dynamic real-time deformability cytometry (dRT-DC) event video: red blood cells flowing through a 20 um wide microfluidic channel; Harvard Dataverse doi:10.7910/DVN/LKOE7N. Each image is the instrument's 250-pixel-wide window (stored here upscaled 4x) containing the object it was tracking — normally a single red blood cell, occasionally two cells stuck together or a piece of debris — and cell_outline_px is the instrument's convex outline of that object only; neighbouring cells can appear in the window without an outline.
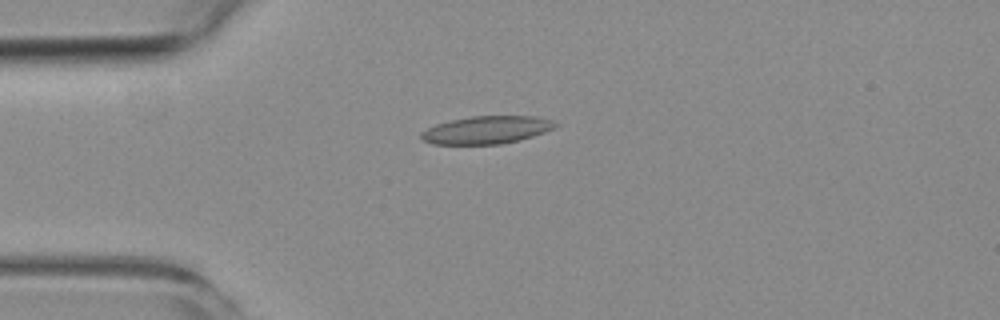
{"species": "common noctule bat (a hibernating species)", "species_latin": "Nyctalus noctula", "temperature_condition": "room temperature", "stored_images_in_passage": 6, "camera_frame_rate_fps": 3000, "um_per_image_px": 0.085, "animal": {"sex": "female", "body_mass_g": 19.3, "forearm_length_mm": 54.1}, "frame": {"image": 1, "passage_image": 4, "time_ms": 3.333, "image_size_px": [1000, 320], "cell_outline_px": [[560, 124], [556, 128], [520, 140], [500, 144], [432, 144], [424, 140], [420, 136], [420, 132], [436, 124], [452, 120], [472, 116], [536, 116], [552, 120]], "centroid_in_image_um": [41.4, 11.04], "position_along_channel_um": 43.6, "area_um2": 21.68}}
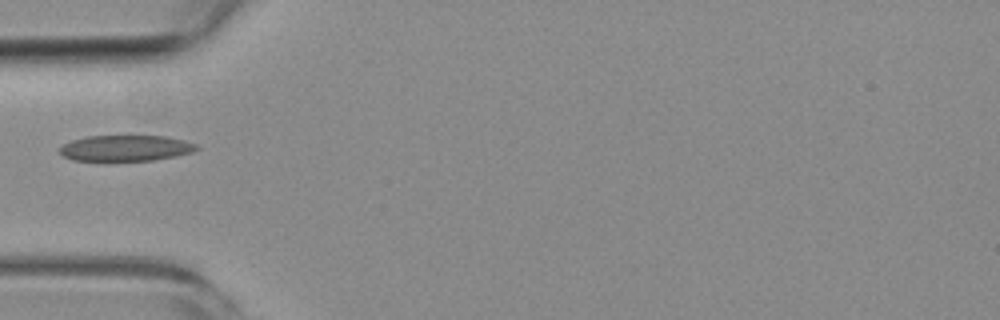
{"frame": {"image": 2, "passage_image": 5, "time_ms": 4.667, "image_size_px": [1000, 320], "cell_outline_px": [[200, 148], [192, 152], [176, 156], [152, 160], [72, 160], [64, 156], [60, 152], [60, 148], [64, 144], [72, 140], [88, 136], [168, 136], [184, 140], [196, 144]], "centroid_in_image_um": [10.72, 12.58], "position_along_channel_um": 74.3, "area_um2": 20.46}}
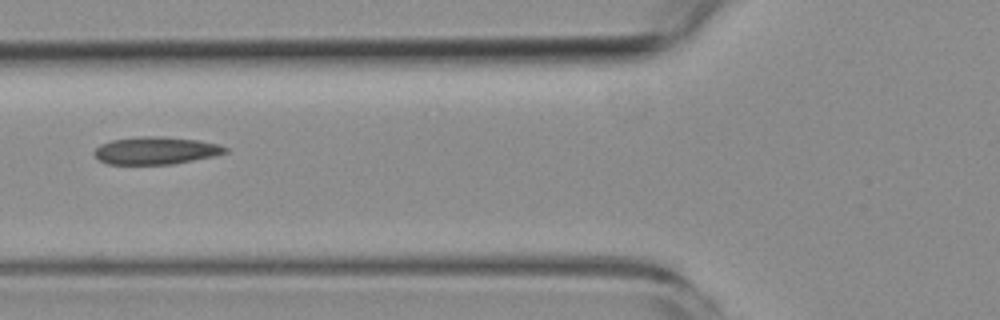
{"frame": {"image": 3, "passage_image": 6, "time_ms": 5.667, "image_size_px": [1000, 320], "cell_outline_px": [[228, 152], [212, 156], [172, 164], [108, 164], [100, 160], [92, 152], [100, 144], [112, 140], [140, 136], [160, 136], [196, 140], [216, 144], [228, 148]], "centroid_in_image_um": [13.2, 12.79], "position_along_channel_um": 112.6, "area_um2": 20.75}}